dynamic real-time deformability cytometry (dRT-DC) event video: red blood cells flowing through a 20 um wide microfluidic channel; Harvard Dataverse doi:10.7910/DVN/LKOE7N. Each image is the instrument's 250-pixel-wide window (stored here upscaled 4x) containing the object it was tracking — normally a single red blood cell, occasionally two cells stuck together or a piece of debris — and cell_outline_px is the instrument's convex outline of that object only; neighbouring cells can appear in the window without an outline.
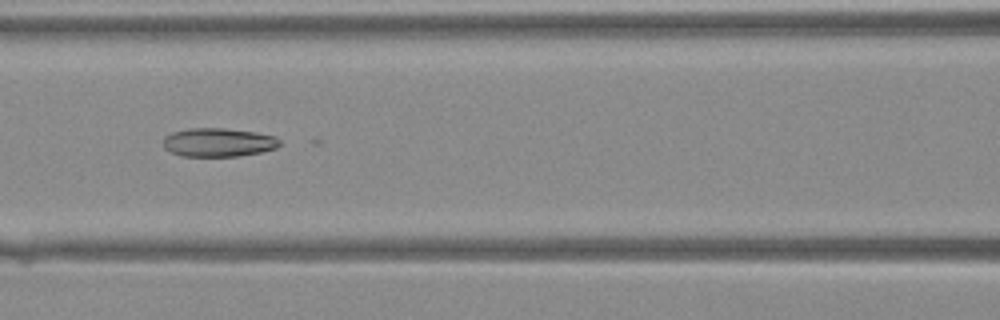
{"species": "Egyptian fruit bat (a non-hibernating species)", "species_latin": "Rousettus aegyptiacus", "temperature_condition": "warm", "stored_images_in_passage": 35, "camera_frame_rate_fps": 3000, "um_per_image_px": 0.085, "animal": {"sex": "female"}, "frame": {"image": 1, "passage_image": 19, "time_ms": 6.0, "image_size_px": [1000, 320], "cell_outline_px": [[280, 144], [276, 148], [260, 152], [236, 156], [180, 156], [164, 148], [164, 136], [172, 132], [188, 128], [224, 128], [252, 132], [276, 136], [280, 140]], "centroid_in_image_um": [18.54, 12.1], "position_along_channel_um": 148.1, "area_um2": 19.36}}
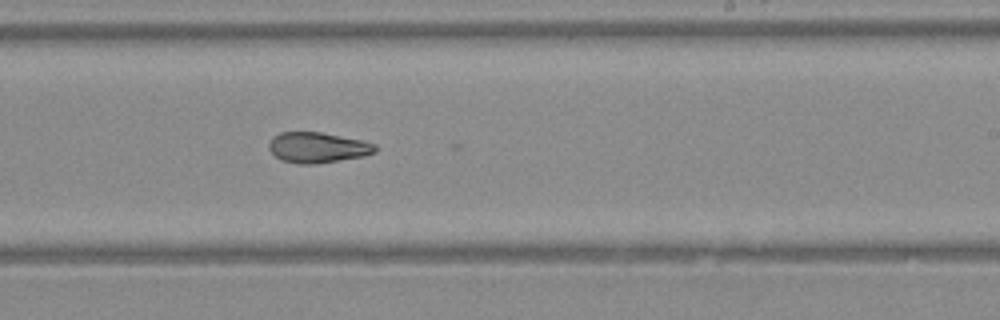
{"frame": {"image": 2, "passage_image": 26, "time_ms": 8.333, "image_size_px": [1000, 320], "cell_outline_px": [[376, 152], [364, 156], [312, 164], [300, 164], [280, 160], [268, 148], [268, 144], [280, 132], [320, 132], [360, 140], [376, 144]], "centroid_in_image_um": [26.99, 12.54], "position_along_channel_um": 262.0, "area_um2": 18.61}}
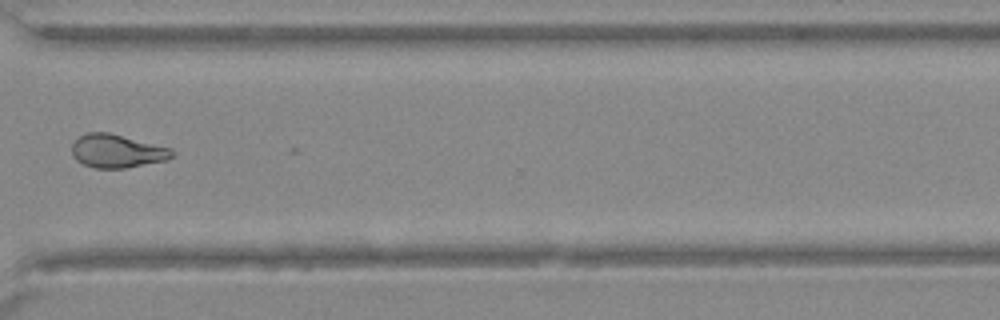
{"frame": {"image": 3, "passage_image": 32, "time_ms": 10.333, "image_size_px": [1000, 320], "cell_outline_px": [[176, 152], [168, 160], [124, 168], [96, 168], [84, 164], [76, 160], [72, 156], [72, 144], [80, 136], [88, 132], [108, 132], [172, 148]], "centroid_in_image_um": [9.96, 12.84], "position_along_channel_um": 360.6, "area_um2": 19.48}}